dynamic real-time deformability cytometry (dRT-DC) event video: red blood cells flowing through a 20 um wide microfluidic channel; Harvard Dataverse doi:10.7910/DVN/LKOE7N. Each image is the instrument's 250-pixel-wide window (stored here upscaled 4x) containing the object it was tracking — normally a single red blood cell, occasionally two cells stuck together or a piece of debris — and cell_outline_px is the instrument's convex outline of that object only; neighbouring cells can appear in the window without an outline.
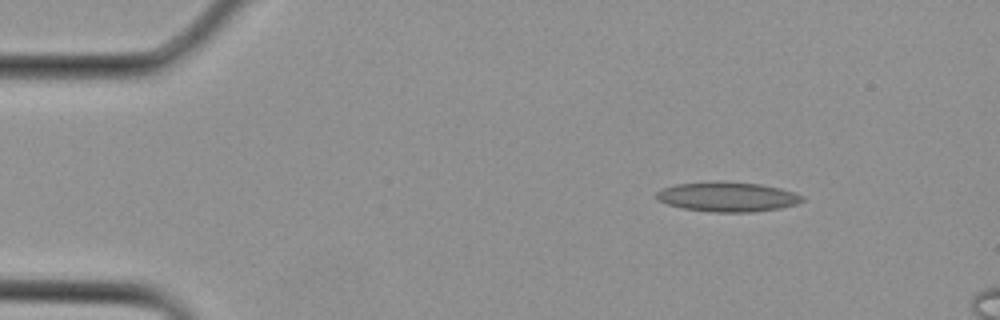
{"species": "Egyptian fruit bat (a non-hibernating species)", "species_latin": "Rousettus aegyptiacus", "temperature_condition": "cold", "stored_images_in_passage": 2, "camera_frame_rate_fps": 3000, "um_per_image_px": 0.085, "animal": {"sex": "female"}, "frame": {"image": 1, "passage_image": 1, "time_ms": 0.0, "image_size_px": [1000, 320], "cell_outline_px": [[804, 200], [796, 204], [780, 208], [752, 212], [712, 212], [684, 208], [668, 204], [656, 200], [656, 192], [660, 188], [676, 184], [716, 180], [760, 184], [780, 188], [804, 196]], "centroid_in_image_um": [61.8, 16.71], "position_along_channel_um": 23.2, "area_um2": 25.43}}